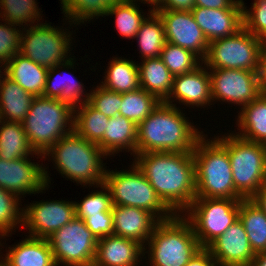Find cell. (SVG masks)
Here are the masks:
<instances>
[{"label":"cell","instance_id":"obj_1","mask_svg":"<svg viewBox=\"0 0 266 266\" xmlns=\"http://www.w3.org/2000/svg\"><path fill=\"white\" fill-rule=\"evenodd\" d=\"M133 161L162 202L174 213H185L196 198L192 152H147ZM181 212V213H180Z\"/></svg>","mask_w":266,"mask_h":266},{"label":"cell","instance_id":"obj_2","mask_svg":"<svg viewBox=\"0 0 266 266\" xmlns=\"http://www.w3.org/2000/svg\"><path fill=\"white\" fill-rule=\"evenodd\" d=\"M176 104L164 102L137 125L136 154L147 152H193L204 135L188 122Z\"/></svg>","mask_w":266,"mask_h":266},{"label":"cell","instance_id":"obj_3","mask_svg":"<svg viewBox=\"0 0 266 266\" xmlns=\"http://www.w3.org/2000/svg\"><path fill=\"white\" fill-rule=\"evenodd\" d=\"M49 154L55 169L71 181L89 187L104 183L107 169L102 159H107V155L98 144L82 138L74 130L57 141L44 157H50Z\"/></svg>","mask_w":266,"mask_h":266},{"label":"cell","instance_id":"obj_4","mask_svg":"<svg viewBox=\"0 0 266 266\" xmlns=\"http://www.w3.org/2000/svg\"><path fill=\"white\" fill-rule=\"evenodd\" d=\"M203 135L192 152L195 161L196 198H243L236 192L227 150Z\"/></svg>","mask_w":266,"mask_h":266},{"label":"cell","instance_id":"obj_5","mask_svg":"<svg viewBox=\"0 0 266 266\" xmlns=\"http://www.w3.org/2000/svg\"><path fill=\"white\" fill-rule=\"evenodd\" d=\"M145 245L150 266H185L202 248L191 223L181 214L160 221Z\"/></svg>","mask_w":266,"mask_h":266},{"label":"cell","instance_id":"obj_6","mask_svg":"<svg viewBox=\"0 0 266 266\" xmlns=\"http://www.w3.org/2000/svg\"><path fill=\"white\" fill-rule=\"evenodd\" d=\"M73 120L74 108L69 103L37 96L32 100L23 126L31 147L44 155L63 136L73 131Z\"/></svg>","mask_w":266,"mask_h":266},{"label":"cell","instance_id":"obj_7","mask_svg":"<svg viewBox=\"0 0 266 266\" xmlns=\"http://www.w3.org/2000/svg\"><path fill=\"white\" fill-rule=\"evenodd\" d=\"M220 137L214 136L228 152L235 190L243 199H251L266 181V145L235 133Z\"/></svg>","mask_w":266,"mask_h":266},{"label":"cell","instance_id":"obj_8","mask_svg":"<svg viewBox=\"0 0 266 266\" xmlns=\"http://www.w3.org/2000/svg\"><path fill=\"white\" fill-rule=\"evenodd\" d=\"M129 171L106 170L104 184L109 188L113 206H131L152 213L159 221L175 214L162 202L150 182L133 162Z\"/></svg>","mask_w":266,"mask_h":266},{"label":"cell","instance_id":"obj_9","mask_svg":"<svg viewBox=\"0 0 266 266\" xmlns=\"http://www.w3.org/2000/svg\"><path fill=\"white\" fill-rule=\"evenodd\" d=\"M262 40L244 27L235 34L209 42L202 63L207 69H242L258 72Z\"/></svg>","mask_w":266,"mask_h":266},{"label":"cell","instance_id":"obj_10","mask_svg":"<svg viewBox=\"0 0 266 266\" xmlns=\"http://www.w3.org/2000/svg\"><path fill=\"white\" fill-rule=\"evenodd\" d=\"M241 200L195 198L182 214L191 223L202 248H207L237 219Z\"/></svg>","mask_w":266,"mask_h":266},{"label":"cell","instance_id":"obj_11","mask_svg":"<svg viewBox=\"0 0 266 266\" xmlns=\"http://www.w3.org/2000/svg\"><path fill=\"white\" fill-rule=\"evenodd\" d=\"M66 30L51 26L46 21L32 24L28 29L24 27L19 53L47 69L62 64L71 58L68 53L71 51L72 34Z\"/></svg>","mask_w":266,"mask_h":266},{"label":"cell","instance_id":"obj_12","mask_svg":"<svg viewBox=\"0 0 266 266\" xmlns=\"http://www.w3.org/2000/svg\"><path fill=\"white\" fill-rule=\"evenodd\" d=\"M47 240L57 266H92L97 239L83 219L74 217Z\"/></svg>","mask_w":266,"mask_h":266},{"label":"cell","instance_id":"obj_13","mask_svg":"<svg viewBox=\"0 0 266 266\" xmlns=\"http://www.w3.org/2000/svg\"><path fill=\"white\" fill-rule=\"evenodd\" d=\"M207 70H210L212 102L221 100L243 107L261 94L258 72L242 69Z\"/></svg>","mask_w":266,"mask_h":266},{"label":"cell","instance_id":"obj_14","mask_svg":"<svg viewBox=\"0 0 266 266\" xmlns=\"http://www.w3.org/2000/svg\"><path fill=\"white\" fill-rule=\"evenodd\" d=\"M74 217L73 201H40L23 208L22 226L29 230L30 237L47 239Z\"/></svg>","mask_w":266,"mask_h":266},{"label":"cell","instance_id":"obj_15","mask_svg":"<svg viewBox=\"0 0 266 266\" xmlns=\"http://www.w3.org/2000/svg\"><path fill=\"white\" fill-rule=\"evenodd\" d=\"M46 169L45 166L31 162L28 157L11 161L0 159V187L18 197L39 194L48 189L51 183Z\"/></svg>","mask_w":266,"mask_h":266},{"label":"cell","instance_id":"obj_16","mask_svg":"<svg viewBox=\"0 0 266 266\" xmlns=\"http://www.w3.org/2000/svg\"><path fill=\"white\" fill-rule=\"evenodd\" d=\"M163 21L167 42L190 50L202 61L208 51L209 42L196 23L191 11L153 10Z\"/></svg>","mask_w":266,"mask_h":266},{"label":"cell","instance_id":"obj_17","mask_svg":"<svg viewBox=\"0 0 266 266\" xmlns=\"http://www.w3.org/2000/svg\"><path fill=\"white\" fill-rule=\"evenodd\" d=\"M207 249L218 266H250L256 256L239 218Z\"/></svg>","mask_w":266,"mask_h":266},{"label":"cell","instance_id":"obj_18","mask_svg":"<svg viewBox=\"0 0 266 266\" xmlns=\"http://www.w3.org/2000/svg\"><path fill=\"white\" fill-rule=\"evenodd\" d=\"M202 65L203 63L189 73L174 76L171 92L164 103L173 106L172 102L178 100L186 106H200L201 108L210 106L212 102L211 80L206 66Z\"/></svg>","mask_w":266,"mask_h":266},{"label":"cell","instance_id":"obj_19","mask_svg":"<svg viewBox=\"0 0 266 266\" xmlns=\"http://www.w3.org/2000/svg\"><path fill=\"white\" fill-rule=\"evenodd\" d=\"M242 0L230 9L194 7L191 12L208 42L235 34L243 27Z\"/></svg>","mask_w":266,"mask_h":266},{"label":"cell","instance_id":"obj_20","mask_svg":"<svg viewBox=\"0 0 266 266\" xmlns=\"http://www.w3.org/2000/svg\"><path fill=\"white\" fill-rule=\"evenodd\" d=\"M144 248L136 240L114 234L105 236L97 240L92 266H137L145 255Z\"/></svg>","mask_w":266,"mask_h":266},{"label":"cell","instance_id":"obj_21","mask_svg":"<svg viewBox=\"0 0 266 266\" xmlns=\"http://www.w3.org/2000/svg\"><path fill=\"white\" fill-rule=\"evenodd\" d=\"M114 235L136 240L145 247L160 222L152 213L131 206L112 207Z\"/></svg>","mask_w":266,"mask_h":266},{"label":"cell","instance_id":"obj_22","mask_svg":"<svg viewBox=\"0 0 266 266\" xmlns=\"http://www.w3.org/2000/svg\"><path fill=\"white\" fill-rule=\"evenodd\" d=\"M74 59H75V57L70 58L68 61L63 62L62 64H59L55 67L48 69L47 79H46V83H45V89H44L43 95H42L43 97L59 99L60 101H64V102L69 103L73 108L78 106V104L80 105V104L88 101L90 93L84 94L83 84L81 82H79L78 80H76V77H74L73 74L71 75V73L67 74L65 72L62 73V74L67 75V76H65V75H61V73H58V71H57L60 69V67H61V69L63 67H64V69H66V68L71 69V67H72V69H73L74 64H75V61H73ZM55 73H58V74H55ZM59 75L63 76L64 79H63V77H60ZM69 75H70V77H69ZM83 94H84V96H83Z\"/></svg>","mask_w":266,"mask_h":266},{"label":"cell","instance_id":"obj_23","mask_svg":"<svg viewBox=\"0 0 266 266\" xmlns=\"http://www.w3.org/2000/svg\"><path fill=\"white\" fill-rule=\"evenodd\" d=\"M137 125L122 115L109 118L103 139L98 143L101 150L112 156L128 149L133 157L136 155ZM115 153V154H114Z\"/></svg>","mask_w":266,"mask_h":266},{"label":"cell","instance_id":"obj_24","mask_svg":"<svg viewBox=\"0 0 266 266\" xmlns=\"http://www.w3.org/2000/svg\"><path fill=\"white\" fill-rule=\"evenodd\" d=\"M6 251L9 266H57L47 239L27 236Z\"/></svg>","mask_w":266,"mask_h":266},{"label":"cell","instance_id":"obj_25","mask_svg":"<svg viewBox=\"0 0 266 266\" xmlns=\"http://www.w3.org/2000/svg\"><path fill=\"white\" fill-rule=\"evenodd\" d=\"M48 69L17 53L6 64V76L34 97L42 96Z\"/></svg>","mask_w":266,"mask_h":266},{"label":"cell","instance_id":"obj_26","mask_svg":"<svg viewBox=\"0 0 266 266\" xmlns=\"http://www.w3.org/2000/svg\"><path fill=\"white\" fill-rule=\"evenodd\" d=\"M34 96L5 76L0 82V113L4 121L23 123Z\"/></svg>","mask_w":266,"mask_h":266},{"label":"cell","instance_id":"obj_27","mask_svg":"<svg viewBox=\"0 0 266 266\" xmlns=\"http://www.w3.org/2000/svg\"><path fill=\"white\" fill-rule=\"evenodd\" d=\"M140 88L164 102L172 89L173 75L160 57L143 59L138 64Z\"/></svg>","mask_w":266,"mask_h":266},{"label":"cell","instance_id":"obj_28","mask_svg":"<svg viewBox=\"0 0 266 266\" xmlns=\"http://www.w3.org/2000/svg\"><path fill=\"white\" fill-rule=\"evenodd\" d=\"M240 109L236 125L241 131L235 134L243 139L266 145V95L260 94Z\"/></svg>","mask_w":266,"mask_h":266},{"label":"cell","instance_id":"obj_29","mask_svg":"<svg viewBox=\"0 0 266 266\" xmlns=\"http://www.w3.org/2000/svg\"><path fill=\"white\" fill-rule=\"evenodd\" d=\"M0 159L11 161L29 157V154L41 156L31 147L24 131L23 123L1 121L0 124Z\"/></svg>","mask_w":266,"mask_h":266},{"label":"cell","instance_id":"obj_30","mask_svg":"<svg viewBox=\"0 0 266 266\" xmlns=\"http://www.w3.org/2000/svg\"><path fill=\"white\" fill-rule=\"evenodd\" d=\"M100 84L107 90L126 93L140 88L138 65L134 61L113 57Z\"/></svg>","mask_w":266,"mask_h":266},{"label":"cell","instance_id":"obj_31","mask_svg":"<svg viewBox=\"0 0 266 266\" xmlns=\"http://www.w3.org/2000/svg\"><path fill=\"white\" fill-rule=\"evenodd\" d=\"M255 254L266 251V214L251 200L240 201L239 215Z\"/></svg>","mask_w":266,"mask_h":266},{"label":"cell","instance_id":"obj_32","mask_svg":"<svg viewBox=\"0 0 266 266\" xmlns=\"http://www.w3.org/2000/svg\"><path fill=\"white\" fill-rule=\"evenodd\" d=\"M148 12L150 14L148 13L141 23L135 36L139 43L141 59L159 57L166 43L163 21L153 9Z\"/></svg>","mask_w":266,"mask_h":266},{"label":"cell","instance_id":"obj_33","mask_svg":"<svg viewBox=\"0 0 266 266\" xmlns=\"http://www.w3.org/2000/svg\"><path fill=\"white\" fill-rule=\"evenodd\" d=\"M80 105L74 107L73 130L89 142L98 144L103 139L109 118L88 102Z\"/></svg>","mask_w":266,"mask_h":266},{"label":"cell","instance_id":"obj_34","mask_svg":"<svg viewBox=\"0 0 266 266\" xmlns=\"http://www.w3.org/2000/svg\"><path fill=\"white\" fill-rule=\"evenodd\" d=\"M123 0H61L62 10L68 22L79 24L93 18L106 16L109 8ZM90 19V20H89Z\"/></svg>","mask_w":266,"mask_h":266},{"label":"cell","instance_id":"obj_35","mask_svg":"<svg viewBox=\"0 0 266 266\" xmlns=\"http://www.w3.org/2000/svg\"><path fill=\"white\" fill-rule=\"evenodd\" d=\"M160 104V101L142 88L122 93L119 115L133 121L136 125L146 119Z\"/></svg>","mask_w":266,"mask_h":266},{"label":"cell","instance_id":"obj_36","mask_svg":"<svg viewBox=\"0 0 266 266\" xmlns=\"http://www.w3.org/2000/svg\"><path fill=\"white\" fill-rule=\"evenodd\" d=\"M138 6V7H137ZM139 5L134 1L123 0L109 8L106 16L115 15L116 30L125 38L134 39L146 16L142 15Z\"/></svg>","mask_w":266,"mask_h":266},{"label":"cell","instance_id":"obj_37","mask_svg":"<svg viewBox=\"0 0 266 266\" xmlns=\"http://www.w3.org/2000/svg\"><path fill=\"white\" fill-rule=\"evenodd\" d=\"M2 6V7H1ZM0 17L2 21L15 24L19 27L31 26L35 22H41L42 14L35 0H0ZM37 20V21H36ZM39 20V21H38ZM29 22V24H28Z\"/></svg>","mask_w":266,"mask_h":266},{"label":"cell","instance_id":"obj_38","mask_svg":"<svg viewBox=\"0 0 266 266\" xmlns=\"http://www.w3.org/2000/svg\"><path fill=\"white\" fill-rule=\"evenodd\" d=\"M160 59L173 76L189 73L199 67L202 60L190 50L166 41Z\"/></svg>","mask_w":266,"mask_h":266},{"label":"cell","instance_id":"obj_39","mask_svg":"<svg viewBox=\"0 0 266 266\" xmlns=\"http://www.w3.org/2000/svg\"><path fill=\"white\" fill-rule=\"evenodd\" d=\"M19 198L16 194L0 187V236H5L11 232L16 225L22 226L23 207L20 208Z\"/></svg>","mask_w":266,"mask_h":266},{"label":"cell","instance_id":"obj_40","mask_svg":"<svg viewBox=\"0 0 266 266\" xmlns=\"http://www.w3.org/2000/svg\"><path fill=\"white\" fill-rule=\"evenodd\" d=\"M96 187H100L103 190H97L93 193L91 192V194L84 197V199H82L79 203L75 201V212L77 218L84 219L87 216L112 211L113 204L109 188L104 183Z\"/></svg>","mask_w":266,"mask_h":266},{"label":"cell","instance_id":"obj_41","mask_svg":"<svg viewBox=\"0 0 266 266\" xmlns=\"http://www.w3.org/2000/svg\"><path fill=\"white\" fill-rule=\"evenodd\" d=\"M88 103L108 118L119 115L122 93L113 92L98 85L89 92Z\"/></svg>","mask_w":266,"mask_h":266},{"label":"cell","instance_id":"obj_42","mask_svg":"<svg viewBox=\"0 0 266 266\" xmlns=\"http://www.w3.org/2000/svg\"><path fill=\"white\" fill-rule=\"evenodd\" d=\"M243 27L260 40H266V0H254L251 10L246 9L242 0Z\"/></svg>","mask_w":266,"mask_h":266},{"label":"cell","instance_id":"obj_43","mask_svg":"<svg viewBox=\"0 0 266 266\" xmlns=\"http://www.w3.org/2000/svg\"><path fill=\"white\" fill-rule=\"evenodd\" d=\"M8 22L0 23V61L7 64L20 52L21 29Z\"/></svg>","mask_w":266,"mask_h":266},{"label":"cell","instance_id":"obj_44","mask_svg":"<svg viewBox=\"0 0 266 266\" xmlns=\"http://www.w3.org/2000/svg\"><path fill=\"white\" fill-rule=\"evenodd\" d=\"M83 220L97 240L114 234L112 211L87 216Z\"/></svg>","mask_w":266,"mask_h":266},{"label":"cell","instance_id":"obj_45","mask_svg":"<svg viewBox=\"0 0 266 266\" xmlns=\"http://www.w3.org/2000/svg\"><path fill=\"white\" fill-rule=\"evenodd\" d=\"M195 7V0H160L153 10L191 11Z\"/></svg>","mask_w":266,"mask_h":266},{"label":"cell","instance_id":"obj_46","mask_svg":"<svg viewBox=\"0 0 266 266\" xmlns=\"http://www.w3.org/2000/svg\"><path fill=\"white\" fill-rule=\"evenodd\" d=\"M185 266H218V264L207 248H201Z\"/></svg>","mask_w":266,"mask_h":266},{"label":"cell","instance_id":"obj_47","mask_svg":"<svg viewBox=\"0 0 266 266\" xmlns=\"http://www.w3.org/2000/svg\"><path fill=\"white\" fill-rule=\"evenodd\" d=\"M258 80L261 94L266 95V40L262 42L260 49Z\"/></svg>","mask_w":266,"mask_h":266},{"label":"cell","instance_id":"obj_48","mask_svg":"<svg viewBox=\"0 0 266 266\" xmlns=\"http://www.w3.org/2000/svg\"><path fill=\"white\" fill-rule=\"evenodd\" d=\"M239 0H195V7H204L209 9H230Z\"/></svg>","mask_w":266,"mask_h":266},{"label":"cell","instance_id":"obj_49","mask_svg":"<svg viewBox=\"0 0 266 266\" xmlns=\"http://www.w3.org/2000/svg\"><path fill=\"white\" fill-rule=\"evenodd\" d=\"M251 200L266 214V184H264Z\"/></svg>","mask_w":266,"mask_h":266},{"label":"cell","instance_id":"obj_50","mask_svg":"<svg viewBox=\"0 0 266 266\" xmlns=\"http://www.w3.org/2000/svg\"><path fill=\"white\" fill-rule=\"evenodd\" d=\"M250 266H266V251L256 254Z\"/></svg>","mask_w":266,"mask_h":266},{"label":"cell","instance_id":"obj_51","mask_svg":"<svg viewBox=\"0 0 266 266\" xmlns=\"http://www.w3.org/2000/svg\"><path fill=\"white\" fill-rule=\"evenodd\" d=\"M129 1H134V2H143L144 4L147 3L148 5L151 4V6L153 5V7H151L152 9H154L160 2V0H129Z\"/></svg>","mask_w":266,"mask_h":266},{"label":"cell","instance_id":"obj_52","mask_svg":"<svg viewBox=\"0 0 266 266\" xmlns=\"http://www.w3.org/2000/svg\"><path fill=\"white\" fill-rule=\"evenodd\" d=\"M4 69H3V68ZM2 68V69H1ZM1 70H3L4 72H2ZM6 76V64L3 63L2 61H0V82L1 80Z\"/></svg>","mask_w":266,"mask_h":266},{"label":"cell","instance_id":"obj_53","mask_svg":"<svg viewBox=\"0 0 266 266\" xmlns=\"http://www.w3.org/2000/svg\"><path fill=\"white\" fill-rule=\"evenodd\" d=\"M1 257L2 255L0 256V258ZM0 266H9L5 257H3L2 260H0Z\"/></svg>","mask_w":266,"mask_h":266}]
</instances>
